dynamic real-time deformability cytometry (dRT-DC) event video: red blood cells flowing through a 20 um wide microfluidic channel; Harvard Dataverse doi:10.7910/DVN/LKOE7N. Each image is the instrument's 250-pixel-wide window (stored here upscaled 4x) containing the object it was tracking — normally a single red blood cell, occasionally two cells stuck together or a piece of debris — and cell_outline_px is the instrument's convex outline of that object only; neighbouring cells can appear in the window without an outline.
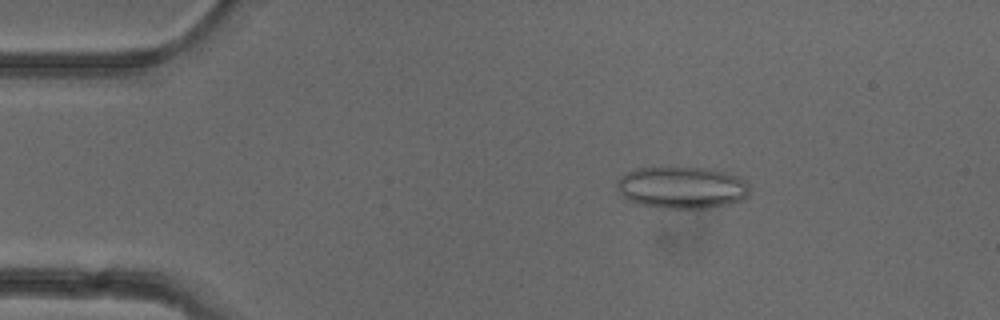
{"species": "common noctule bat (a hibernating species)", "species_latin": "Nyctalus noctula", "temperature_condition": "cold", "stored_images_in_passage": 52, "camera_frame_rate_fps": 3000, "um_per_image_px": 0.085, "animal": {"sex": "female"}, "frame": {"image": 1, "passage_image": 9, "time_ms": 2.667, "image_size_px": [1000, 320], "cell_outline_px": [[748, 192], [740, 200], [728, 204], [708, 208], [664, 208], [640, 204], [628, 200], [620, 192], [616, 184], [620, 176], [636, 168], [672, 164], [712, 168], [736, 176], [744, 180], [748, 184]], "centroid_in_image_um": [57.92, 15.88], "position_along_channel_um": 27.1, "area_um2": 33.12}}
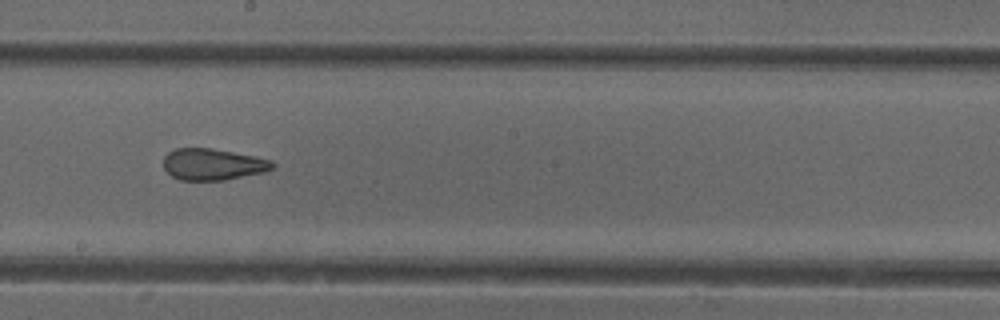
{"frame": {"image": 2, "passage_image": 29, "time_ms": 9.333, "image_size_px": [1000, 320], "cell_outline_px": [[276, 168], [264, 172], [224, 180], [180, 180], [172, 176], [164, 168], [164, 156], [168, 152], [176, 148], [212, 148], [256, 156], [272, 160], [276, 164]], "centroid_in_image_um": [18.13, 13.96], "position_along_channel_um": 230.1, "area_um2": 20.17}}
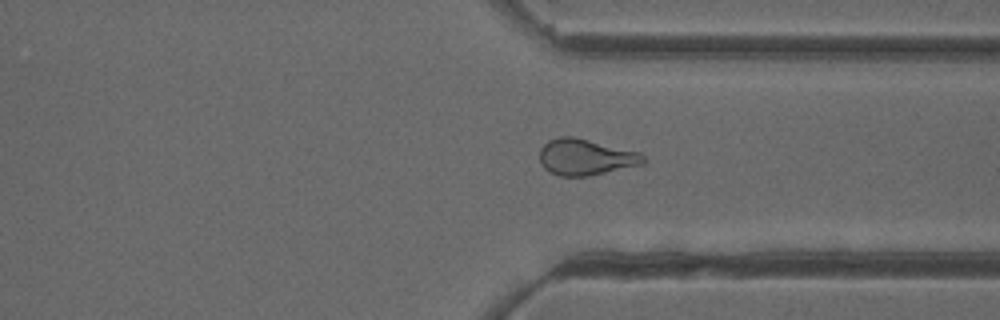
{"frame": {"image": 3, "passage_image": 39, "time_ms": 12.667, "image_size_px": [1000, 320], "cell_outline_px": [[644, 164], [588, 176], [560, 176], [548, 172], [540, 164], [540, 148], [548, 140], [560, 136], [572, 136], [640, 152], [644, 156]], "centroid_in_image_um": [49.75, 13.36], "position_along_channel_um": 361.7, "area_um2": 21.91}, "authors_computed_cell_mechanics": {"area_um2": 22.5709, "velocity_mm_per_s": 3.9563, "shape_relaxation_time_tau1_ms": null, "shape_relaxation_time_tau2_ms": 1.6333, "deformation_change_tau1": null, "deformation_change_tau2": 0.0832}}